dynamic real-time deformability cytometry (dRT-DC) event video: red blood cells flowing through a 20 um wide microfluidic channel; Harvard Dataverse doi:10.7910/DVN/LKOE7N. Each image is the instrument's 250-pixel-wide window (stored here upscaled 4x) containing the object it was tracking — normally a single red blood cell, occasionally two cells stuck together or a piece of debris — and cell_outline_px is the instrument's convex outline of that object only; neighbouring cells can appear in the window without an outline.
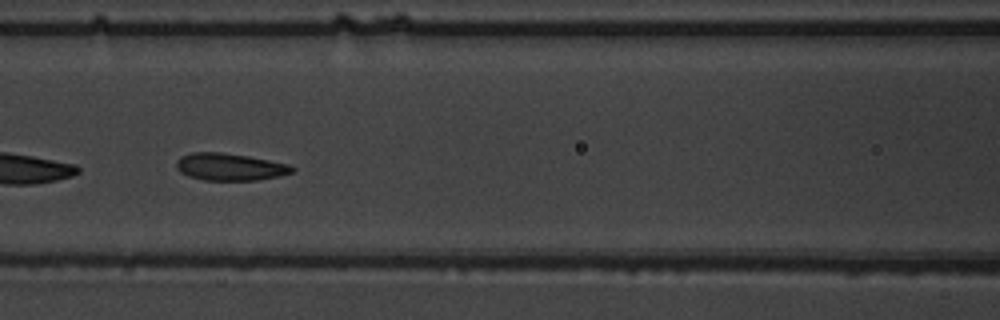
{"species": "common noctule bat (a hibernating species)", "species_latin": "Nyctalus noctula", "temperature_condition": "warm", "stored_images_in_passage": 33, "camera_frame_rate_fps": 3000, "um_per_image_px": 0.085, "animal": {"sex": "male", "body_mass_g": 19.5, "forearm_length_mm": 54.6}, "frame": {"image": 1, "passage_image": 21, "time_ms": 6.667, "image_size_px": [1000, 320], "cell_outline_px": [[296, 168], [292, 172], [280, 176], [256, 180], [204, 180], [188, 176], [180, 172], [176, 168], [176, 160], [180, 156], [192, 152], [220, 152], [248, 156], [288, 164]], "centroid_in_image_um": [19.51, 14.18], "position_along_channel_um": 147.1, "area_um2": 18.38}}
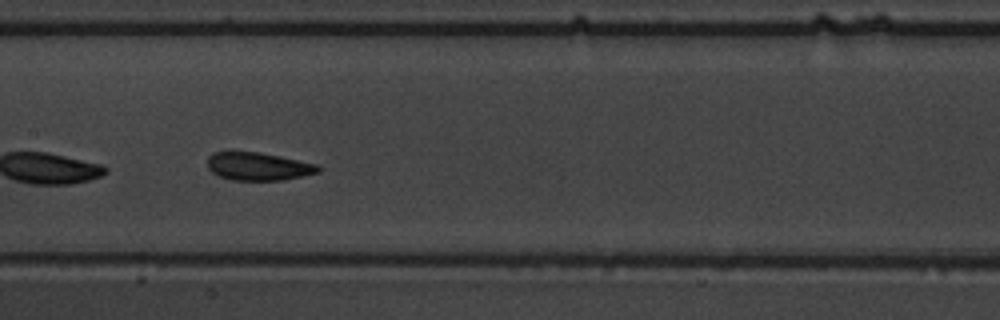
{"frame": {"image": 2, "passage_image": 24, "time_ms": 7.667, "image_size_px": [1000, 320], "cell_outline_px": [[320, 172], [280, 180], [232, 180], [220, 176], [212, 172], [208, 168], [208, 156], [212, 152], [232, 148], [260, 152], [320, 164]], "centroid_in_image_um": [21.89, 14.08], "position_along_channel_um": 185.5, "area_um2": 18.73}}
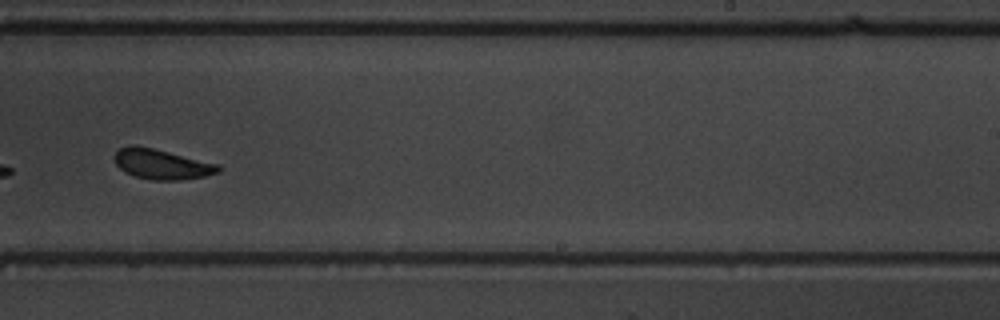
{"frame": {"image": 3, "passage_image": 31, "time_ms": 10.0, "image_size_px": [1000, 320], "cell_outline_px": [[220, 172], [204, 176], [180, 180], [152, 180], [136, 176], [124, 172], [116, 164], [112, 156], [120, 148], [128, 144], [132, 144], [152, 148], [220, 164]], "centroid_in_image_um": [13.72, 13.95], "position_along_channel_um": 275.3, "area_um2": 18.26}}